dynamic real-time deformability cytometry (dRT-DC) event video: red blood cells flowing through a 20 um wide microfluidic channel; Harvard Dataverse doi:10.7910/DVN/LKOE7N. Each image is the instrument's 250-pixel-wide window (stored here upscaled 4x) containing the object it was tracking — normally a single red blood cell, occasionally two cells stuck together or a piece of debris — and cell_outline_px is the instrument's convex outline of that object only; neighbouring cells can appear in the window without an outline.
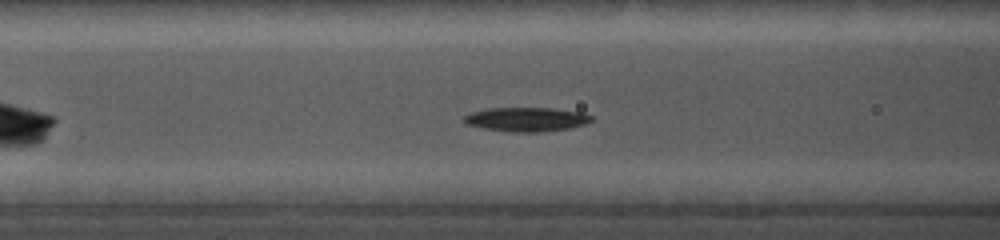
{"species": "common noctule bat (a hibernating species)", "species_latin": "Nyctalus noctula", "temperature_condition": "cold", "stored_images_in_passage": 50, "camera_frame_rate_fps": 5000, "um_per_image_px": 0.085, "animal": {"sex": "female", "body_mass_g": 19.0, "forearm_length_mm": 56.7}, "frame": {"image": 1, "passage_image": 14, "time_ms": 3.4, "image_size_px": [1000, 240], "cell_outline_px": [[596, 120], [588, 124], [568, 128], [540, 132], [512, 132], [484, 128], [464, 124], [464, 116], [472, 112], [488, 108], [552, 108], [580, 112], [592, 116]], "centroid_in_image_um": [44.78, 10.15], "position_along_channel_um": 121.8, "area_um2": 17.98}}
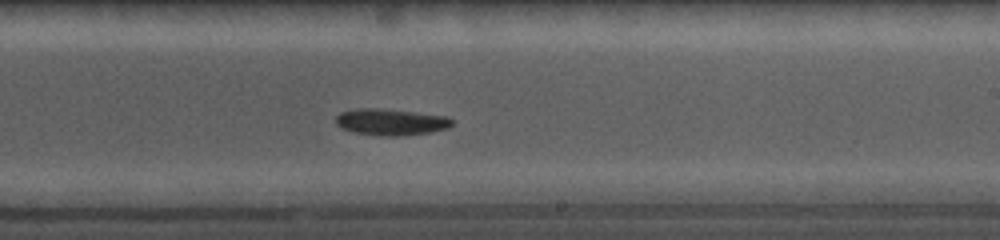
{"frame": {"image": 2, "passage_image": 28, "time_ms": 7.0, "image_size_px": [1000, 240], "cell_outline_px": [[452, 124], [448, 128], [432, 132], [400, 136], [380, 136], [356, 132], [340, 128], [336, 124], [336, 116], [340, 112], [356, 108], [376, 108], [448, 116], [452, 120]], "centroid_in_image_um": [33.21, 10.37], "position_along_channel_um": 255.8, "area_um2": 17.92}}
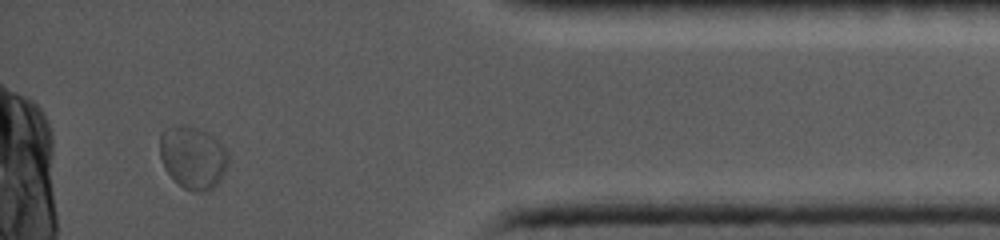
{"frame": {"image": 3, "passage_image": 46, "time_ms": 12.0, "image_size_px": [1000, 240], "cell_outline_px": [[228, 164], [220, 180], [212, 188], [200, 192], [192, 192], [184, 188], [172, 180], [164, 168], [160, 156], [160, 132], [164, 128], [180, 124], [184, 124], [196, 128], [212, 136], [228, 152]], "centroid_in_image_um": [16.35, 13.39], "position_along_channel_um": 418.9, "area_um2": 25.09}}